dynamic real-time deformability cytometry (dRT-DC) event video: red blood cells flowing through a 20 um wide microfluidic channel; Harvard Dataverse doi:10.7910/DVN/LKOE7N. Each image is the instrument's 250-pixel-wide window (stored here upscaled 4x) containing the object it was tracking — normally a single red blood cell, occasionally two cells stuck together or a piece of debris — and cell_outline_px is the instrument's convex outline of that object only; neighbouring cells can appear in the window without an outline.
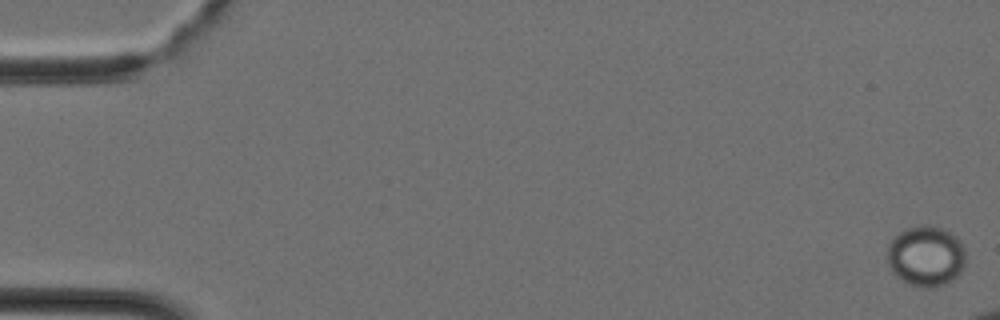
{"species": "Egyptian fruit bat (a non-hibernating species)", "species_latin": "Rousettus aegyptiacus", "temperature_condition": "cold", "stored_images_in_passage": 4, "camera_frame_rate_fps": 3000, "um_per_image_px": 0.085, "animal": {"sex": "female"}, "frame": {"image": 1, "passage_image": 1, "time_ms": 0.0, "image_size_px": [1000, 320], "cell_outline_px": [[964, 264], [960, 272], [952, 280], [936, 288], [920, 288], [908, 284], [900, 280], [888, 268], [888, 244], [892, 236], [904, 228], [924, 224], [944, 228], [956, 236], [960, 240], [964, 248]], "centroid_in_image_um": [78.67, 21.76], "position_along_channel_um": 6.3, "area_um2": 28.26}}